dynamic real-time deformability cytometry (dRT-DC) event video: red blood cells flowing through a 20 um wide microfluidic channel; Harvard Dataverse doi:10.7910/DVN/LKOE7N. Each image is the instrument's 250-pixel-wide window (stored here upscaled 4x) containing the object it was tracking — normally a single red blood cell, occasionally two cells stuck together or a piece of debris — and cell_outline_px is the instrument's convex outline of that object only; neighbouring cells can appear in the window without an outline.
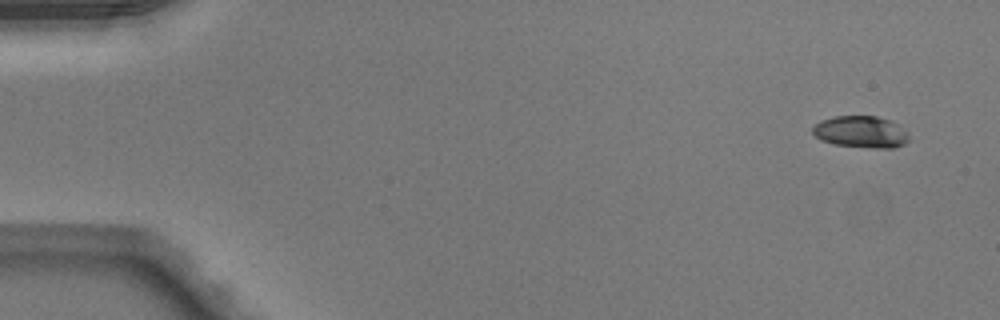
{"species": "Egyptian fruit bat (a non-hibernating species)", "species_latin": "Rousettus aegyptiacus", "temperature_condition": "warm", "stored_images_in_passage": 48, "camera_frame_rate_fps": 3000, "um_per_image_px": 0.085, "animal": {"sex": "male"}, "frame": {"image": 1, "passage_image": 1, "time_ms": 0.0, "image_size_px": [1000, 320], "cell_outline_px": [[908, 140], [904, 144], [896, 148], [872, 148], [832, 144], [820, 140], [812, 132], [812, 128], [820, 120], [832, 116], [876, 116], [888, 120], [896, 124], [908, 136]], "centroid_in_image_um": [73.12, 11.22], "position_along_channel_um": 11.9, "area_um2": 17.74}}
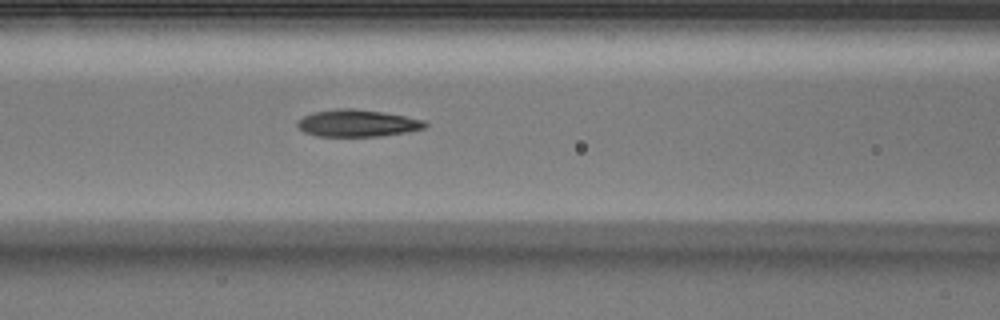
{"frame": {"image": 2, "passage_image": 20, "time_ms": 6.333, "image_size_px": [1000, 320], "cell_outline_px": [[428, 124], [424, 128], [404, 132], [380, 136], [316, 136], [304, 132], [296, 124], [296, 120], [312, 112], [336, 108], [352, 108], [380, 112], [404, 116], [424, 120]], "centroid_in_image_um": [30.32, 10.47], "position_along_channel_um": 136.3, "area_um2": 20.0}}
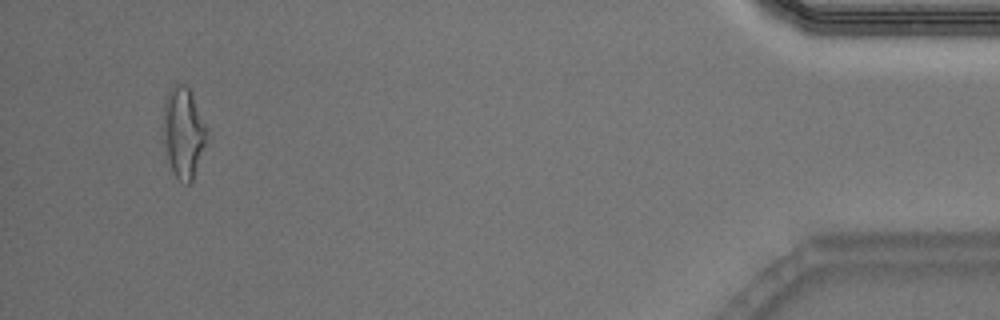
{"frame": {"image": 3, "passage_image": 46, "time_ms": 15.0, "image_size_px": [1000, 320], "cell_outline_px": [[208, 140], [192, 180], [188, 184], [180, 180], [172, 172], [168, 160], [160, 132], [164, 100], [168, 92], [176, 80], [184, 84], [192, 92], [208, 128]], "centroid_in_image_um": [15.57, 11.2], "position_along_channel_um": 419.6, "area_um2": 24.04}, "authors_computed_cell_mechanics": {"area_um2": 19.8543, "velocity_mm_per_s": 4.0753, "shape_relaxation_time_tau1_ms": 4.7069, "shape_relaxation_time_tau2_ms": 1.1952, "deformation_change_tau1": 0.202, "deformation_change_tau2": 0.0954}}